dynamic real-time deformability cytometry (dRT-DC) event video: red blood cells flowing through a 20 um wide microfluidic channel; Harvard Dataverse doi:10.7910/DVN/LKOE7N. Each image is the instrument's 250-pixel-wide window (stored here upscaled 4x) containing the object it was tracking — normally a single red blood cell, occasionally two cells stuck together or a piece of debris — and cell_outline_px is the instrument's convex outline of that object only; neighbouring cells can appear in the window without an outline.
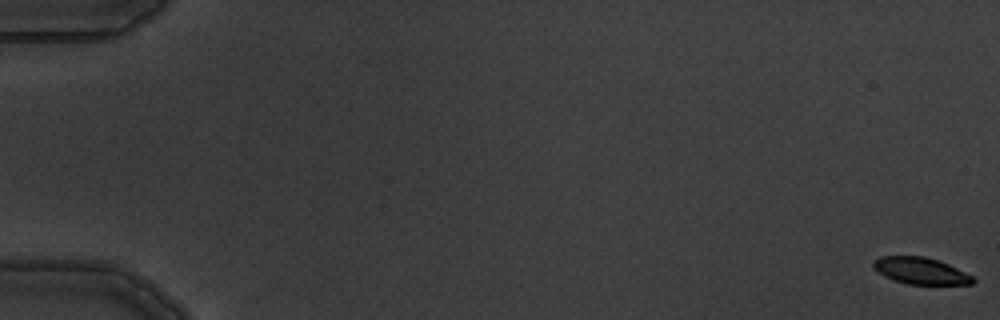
{"species": "common noctule bat (a hibernating species)", "species_latin": "Nyctalus noctula", "temperature_condition": "warm", "stored_images_in_passage": 6, "camera_frame_rate_fps": 3000, "um_per_image_px": 0.085, "animal": {"sex": "male", "body_mass_g": 19.5, "forearm_length_mm": 54.6}, "frame": {"image": 1, "passage_image": 1, "time_ms": 0.0, "image_size_px": [1000, 320], "cell_outline_px": [[976, 280], [972, 284], [908, 284], [884, 276], [872, 268], [872, 260], [880, 256], [924, 256], [948, 264], [972, 276]], "centroid_in_image_um": [78.2, 23.01], "position_along_channel_um": 6.8, "area_um2": 15.37}}
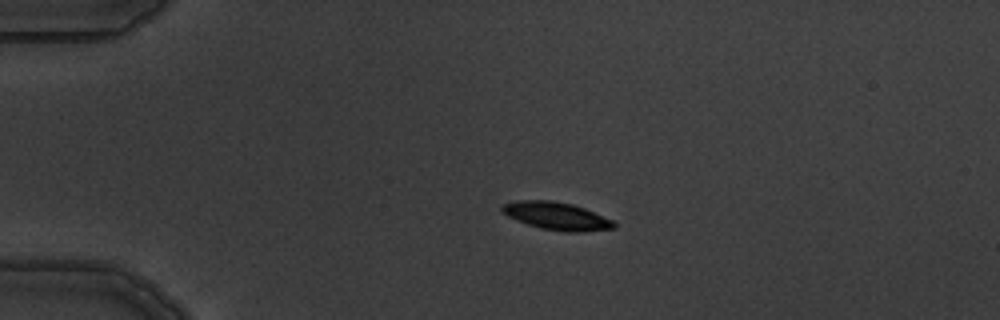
{"frame": {"image": 2, "passage_image": 5, "time_ms": 4.333, "image_size_px": [1000, 320], "cell_outline_px": [[616, 228], [580, 232], [564, 232], [540, 228], [516, 220], [500, 212], [500, 204], [516, 200], [552, 200], [572, 204], [584, 208], [612, 220], [616, 224]], "centroid_in_image_um": [47.25, 18.35], "position_along_channel_um": 37.7, "area_um2": 18.21}}